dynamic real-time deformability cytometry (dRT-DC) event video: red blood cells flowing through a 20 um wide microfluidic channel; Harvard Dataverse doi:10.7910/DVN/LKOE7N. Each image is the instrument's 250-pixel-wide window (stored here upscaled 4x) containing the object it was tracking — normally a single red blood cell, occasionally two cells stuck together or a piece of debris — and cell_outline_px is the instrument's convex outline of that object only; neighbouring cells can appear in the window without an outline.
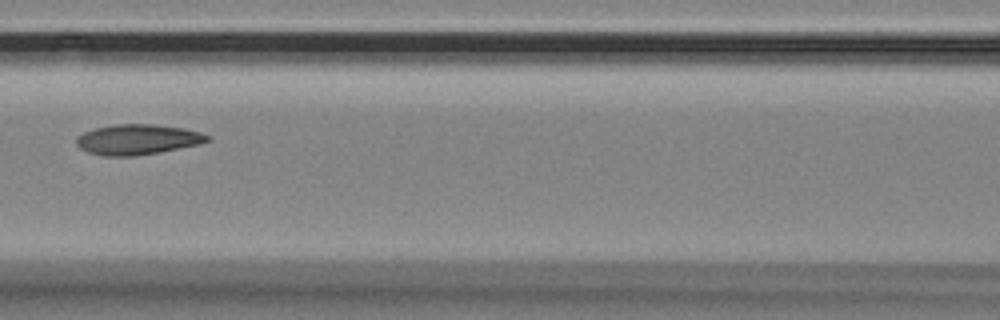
{"species": "Egyptian fruit bat (a non-hibernating species)", "species_latin": "Rousettus aegyptiacus", "temperature_condition": "room temperature", "stored_images_in_passage": 5, "camera_frame_rate_fps": 3000, "um_per_image_px": 0.085, "animal": {"sex": "female"}, "frame": {"image": 1, "passage_image": 4, "time_ms": 1.0, "image_size_px": [1000, 320], "cell_outline_px": [[212, 140], [200, 144], [160, 152], [136, 156], [104, 156], [88, 152], [80, 148], [76, 144], [76, 136], [84, 132], [96, 128], [116, 124], [152, 124], [184, 128], [200, 132], [212, 136]], "centroid_in_image_um": [11.72, 11.86], "position_along_channel_um": 154.9, "area_um2": 23.29}}
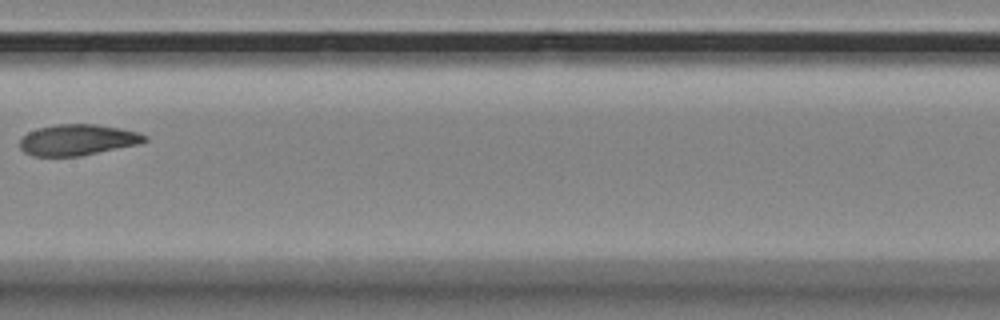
{"frame": {"image": 2, "passage_image": 5, "time_ms": 1.333, "image_size_px": [1000, 320], "cell_outline_px": [[148, 140], [136, 144], [80, 156], [32, 156], [24, 152], [20, 148], [20, 140], [28, 132], [36, 128], [56, 124], [96, 124], [120, 128], [140, 132], [148, 136]], "centroid_in_image_um": [6.58, 11.88], "position_along_channel_um": 200.8, "area_um2": 22.54}}